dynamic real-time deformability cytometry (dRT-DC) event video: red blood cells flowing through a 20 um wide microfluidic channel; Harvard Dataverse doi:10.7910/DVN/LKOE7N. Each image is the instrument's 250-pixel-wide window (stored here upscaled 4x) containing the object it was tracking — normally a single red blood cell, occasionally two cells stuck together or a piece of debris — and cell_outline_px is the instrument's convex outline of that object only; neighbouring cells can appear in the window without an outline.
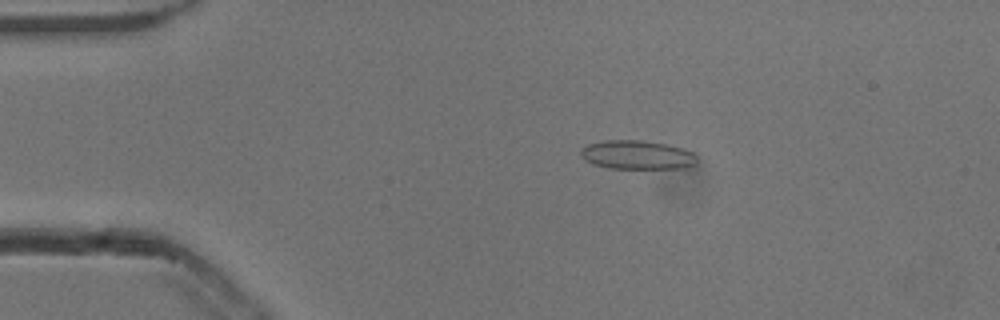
{"species": "common noctule bat (a hibernating species)", "species_latin": "Nyctalus noctula", "temperature_condition": "cold", "stored_images_in_passage": 44, "camera_frame_rate_fps": 3000, "um_per_image_px": 0.085, "animal": {"sex": "male", "body_mass_g": 13.3}, "frame": {"image": 1, "passage_image": 1, "time_ms": 0.0, "image_size_px": [1000, 320], "cell_outline_px": [[696, 164], [684, 168], [608, 168], [592, 164], [584, 160], [580, 152], [588, 144], [604, 140], [644, 140], [668, 144], [692, 152], [696, 156]], "centroid_in_image_um": [54.15, 13.16], "position_along_channel_um": 30.9, "area_um2": 19.54}}
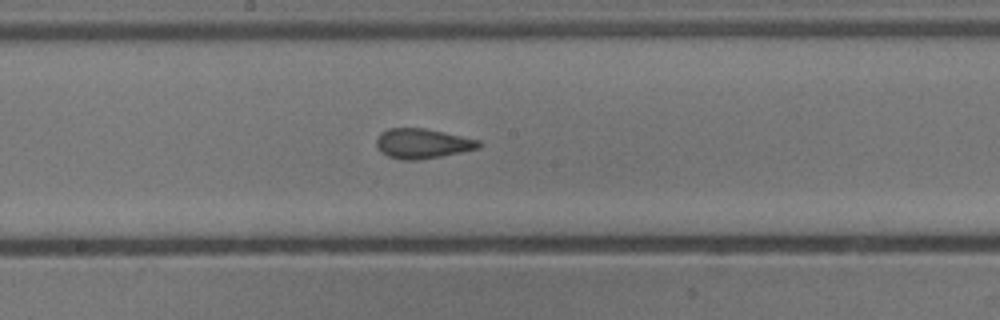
{"frame": {"image": 2, "passage_image": 19, "time_ms": 6.0, "image_size_px": [1000, 320], "cell_outline_px": [[480, 148], [420, 160], [404, 160], [388, 156], [380, 152], [376, 144], [376, 140], [380, 132], [388, 128], [424, 128], [444, 132], [480, 140]], "centroid_in_image_um": [35.88, 12.19], "position_along_channel_um": 212.3, "area_um2": 17.8}}
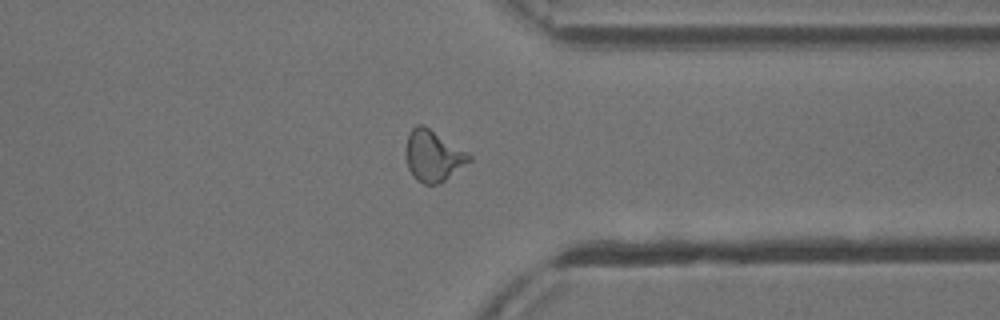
{"frame": {"image": 3, "passage_image": 32, "time_ms": 10.333, "image_size_px": [1000, 320], "cell_outline_px": [[472, 160], [444, 180], [436, 184], [424, 184], [416, 180], [412, 176], [408, 168], [408, 136], [412, 128], [416, 124], [424, 124], [468, 152], [472, 156]], "centroid_in_image_um": [36.85, 13.23], "position_along_channel_um": 374.5, "area_um2": 18.55}, "authors_computed_cell_mechanics": {"area_um2": 17.7735, "velocity_mm_per_s": 3.8377, "shape_relaxation_time_tau1_ms": 4.8816, "shape_relaxation_time_tau2_ms": 1.5736, "deformation_change_tau1": 0.1444, "deformation_change_tau2": 0.0853}}